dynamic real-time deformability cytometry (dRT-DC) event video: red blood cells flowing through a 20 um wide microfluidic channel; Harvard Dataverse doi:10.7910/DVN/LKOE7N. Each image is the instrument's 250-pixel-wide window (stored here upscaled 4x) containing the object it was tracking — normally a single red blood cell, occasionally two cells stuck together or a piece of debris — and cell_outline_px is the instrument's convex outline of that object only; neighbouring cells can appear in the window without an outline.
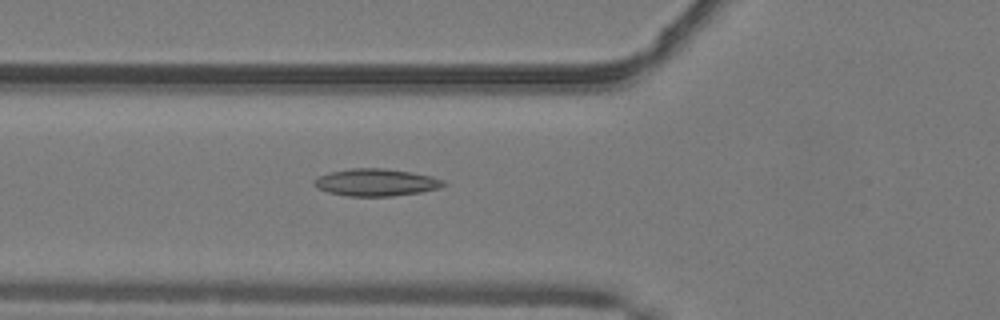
{"species": "common noctule bat (a hibernating species)", "species_latin": "Nyctalus noctula", "temperature_condition": "warm", "stored_images_in_passage": 51, "camera_frame_rate_fps": 3000, "um_per_image_px": 0.085, "animal": {"sex": "male", "body_mass_g": 19.2, "forearm_length_mm": 51.8}, "frame": {"image": 1, "passage_image": 19, "time_ms": 6.0, "image_size_px": [1000, 320], "cell_outline_px": [[448, 184], [440, 188], [420, 192], [392, 196], [348, 196], [328, 192], [316, 188], [312, 184], [312, 180], [328, 172], [352, 168], [384, 168], [412, 172], [432, 176], [444, 180]], "centroid_in_image_um": [31.96, 15.5], "position_along_channel_um": 93.8, "area_um2": 20.75}}
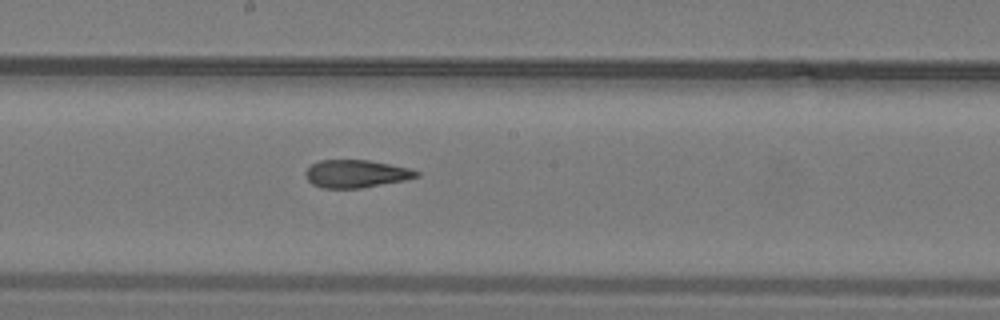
{"frame": {"image": 2, "passage_image": 28, "time_ms": 9.0, "image_size_px": [1000, 320], "cell_outline_px": [[420, 176], [404, 180], [360, 188], [320, 188], [312, 184], [308, 180], [304, 172], [312, 164], [320, 160], [368, 160], [412, 168], [420, 172]], "centroid_in_image_um": [30.27, 14.77], "position_along_channel_um": 217.9, "area_um2": 17.98}}
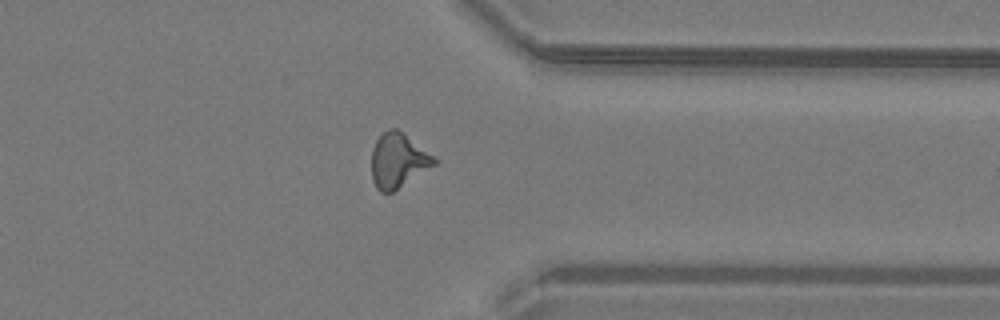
{"frame": {"image": 3, "passage_image": 40, "time_ms": 13.0, "image_size_px": [1000, 320], "cell_outline_px": [[436, 164], [392, 192], [380, 192], [376, 188], [372, 180], [372, 148], [376, 140], [388, 128], [396, 128], [432, 156], [436, 160]], "centroid_in_image_um": [33.78, 13.66], "position_along_channel_um": 377.6, "area_um2": 19.36}, "authors_computed_cell_mechanics": {"area_um2": 19.2474, "velocity_mm_per_s": 4.1162, "shape_relaxation_time_tau1_ms": null, "shape_relaxation_time_tau2_ms": 2.1329, "deformation_change_tau1": null, "deformation_change_tau2": 0.1179}}